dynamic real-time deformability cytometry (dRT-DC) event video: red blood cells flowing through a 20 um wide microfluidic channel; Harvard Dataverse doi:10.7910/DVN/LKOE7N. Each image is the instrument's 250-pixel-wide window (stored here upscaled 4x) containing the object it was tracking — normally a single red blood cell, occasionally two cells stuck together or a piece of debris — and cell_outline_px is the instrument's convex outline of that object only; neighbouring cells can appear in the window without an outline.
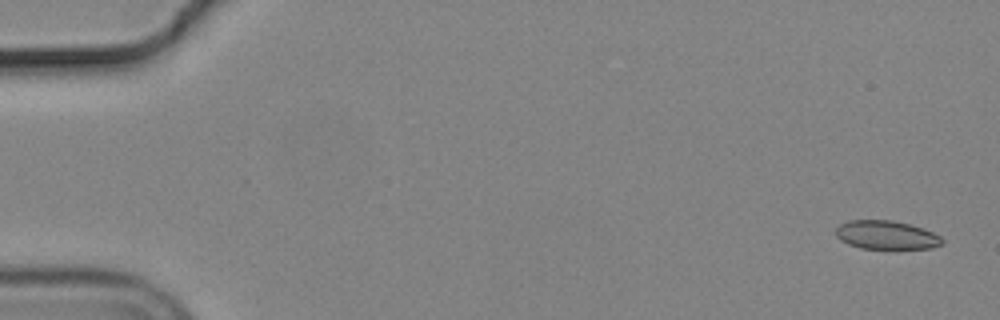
{"species": "common noctule bat (a hibernating species)", "species_latin": "Nyctalus noctula", "temperature_condition": "cold", "stored_images_in_passage": 56, "camera_frame_rate_fps": 3000, "um_per_image_px": 0.085, "animal": {"sex": "male", "body_mass_g": 19.2, "forearm_length_mm": 51.8}, "frame": {"image": 1, "passage_image": 2, "time_ms": 0.333, "image_size_px": [1000, 320], "cell_outline_px": [[944, 244], [932, 248], [896, 252], [860, 248], [848, 244], [840, 240], [836, 236], [836, 228], [840, 224], [848, 220], [892, 220], [924, 228], [940, 236], [944, 240]], "centroid_in_image_um": [75.39, 20.04], "position_along_channel_um": 9.6, "area_um2": 18.79}}
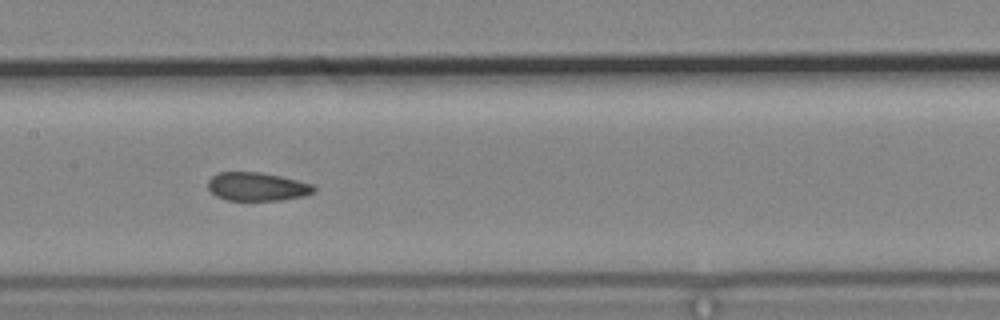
{"frame": {"image": 2, "passage_image": 28, "time_ms": 9.0, "image_size_px": [1000, 320], "cell_outline_px": [[316, 192], [304, 196], [280, 200], [228, 200], [216, 196], [208, 188], [208, 180], [216, 172], [260, 172], [280, 176], [312, 184], [316, 188]], "centroid_in_image_um": [21.85, 15.86], "position_along_channel_um": 185.5, "area_um2": 17.57}}
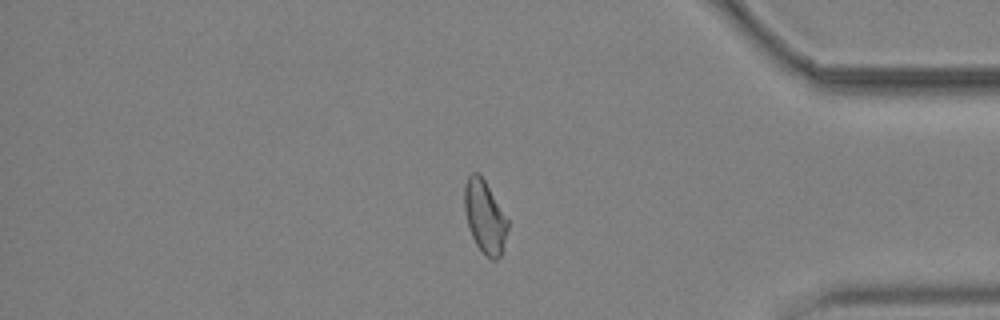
{"frame": {"image": 3, "passage_image": 47, "time_ms": 15.333, "image_size_px": [1000, 320], "cell_outline_px": [[508, 228], [500, 256], [496, 260], [492, 260], [484, 256], [476, 244], [468, 228], [464, 212], [464, 184], [468, 176], [472, 172], [480, 172], [508, 220]], "centroid_in_image_um": [41.18, 18.42], "position_along_channel_um": 394.0, "area_um2": 18.5}, "authors_computed_cell_mechanics": {"area_um2": 18.496, "velocity_mm_per_s": 3.694, "shape_relaxation_time_tau1_ms": 9.9241, "shape_relaxation_time_tau2_ms": 2.1245, "deformation_change_tau1": 0.129, "deformation_change_tau2": 0.0548}}